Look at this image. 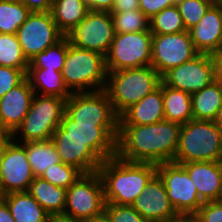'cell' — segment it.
I'll return each mask as SVG.
<instances>
[{
  "label": "cell",
  "mask_w": 222,
  "mask_h": 222,
  "mask_svg": "<svg viewBox=\"0 0 222 222\" xmlns=\"http://www.w3.org/2000/svg\"><path fill=\"white\" fill-rule=\"evenodd\" d=\"M106 203L132 205L149 180L157 173V165L130 162L113 156L98 168Z\"/></svg>",
  "instance_id": "2"
},
{
  "label": "cell",
  "mask_w": 222,
  "mask_h": 222,
  "mask_svg": "<svg viewBox=\"0 0 222 222\" xmlns=\"http://www.w3.org/2000/svg\"><path fill=\"white\" fill-rule=\"evenodd\" d=\"M214 122L222 129V105L218 110V114L214 120Z\"/></svg>",
  "instance_id": "50"
},
{
  "label": "cell",
  "mask_w": 222,
  "mask_h": 222,
  "mask_svg": "<svg viewBox=\"0 0 222 222\" xmlns=\"http://www.w3.org/2000/svg\"><path fill=\"white\" fill-rule=\"evenodd\" d=\"M28 78L34 94L42 96H57L68 99L71 92L65 86L62 73L46 68H28Z\"/></svg>",
  "instance_id": "25"
},
{
  "label": "cell",
  "mask_w": 222,
  "mask_h": 222,
  "mask_svg": "<svg viewBox=\"0 0 222 222\" xmlns=\"http://www.w3.org/2000/svg\"><path fill=\"white\" fill-rule=\"evenodd\" d=\"M5 146H6V143H0V173H1V163L3 159L4 151H5Z\"/></svg>",
  "instance_id": "51"
},
{
  "label": "cell",
  "mask_w": 222,
  "mask_h": 222,
  "mask_svg": "<svg viewBox=\"0 0 222 222\" xmlns=\"http://www.w3.org/2000/svg\"><path fill=\"white\" fill-rule=\"evenodd\" d=\"M28 192L51 217L63 215L67 189L55 186L41 177H35Z\"/></svg>",
  "instance_id": "24"
},
{
  "label": "cell",
  "mask_w": 222,
  "mask_h": 222,
  "mask_svg": "<svg viewBox=\"0 0 222 222\" xmlns=\"http://www.w3.org/2000/svg\"><path fill=\"white\" fill-rule=\"evenodd\" d=\"M34 96L28 78L0 98V119L13 135L22 124Z\"/></svg>",
  "instance_id": "20"
},
{
  "label": "cell",
  "mask_w": 222,
  "mask_h": 222,
  "mask_svg": "<svg viewBox=\"0 0 222 222\" xmlns=\"http://www.w3.org/2000/svg\"><path fill=\"white\" fill-rule=\"evenodd\" d=\"M85 0H53L50 13L59 31L66 36L87 15Z\"/></svg>",
  "instance_id": "26"
},
{
  "label": "cell",
  "mask_w": 222,
  "mask_h": 222,
  "mask_svg": "<svg viewBox=\"0 0 222 222\" xmlns=\"http://www.w3.org/2000/svg\"><path fill=\"white\" fill-rule=\"evenodd\" d=\"M0 66L22 69L27 74L29 61L16 34H0Z\"/></svg>",
  "instance_id": "31"
},
{
  "label": "cell",
  "mask_w": 222,
  "mask_h": 222,
  "mask_svg": "<svg viewBox=\"0 0 222 222\" xmlns=\"http://www.w3.org/2000/svg\"><path fill=\"white\" fill-rule=\"evenodd\" d=\"M65 86L71 93L104 90L107 81L105 57L76 47L67 38V54L62 69Z\"/></svg>",
  "instance_id": "5"
},
{
  "label": "cell",
  "mask_w": 222,
  "mask_h": 222,
  "mask_svg": "<svg viewBox=\"0 0 222 222\" xmlns=\"http://www.w3.org/2000/svg\"><path fill=\"white\" fill-rule=\"evenodd\" d=\"M157 174L176 212L194 215L204 202L184 167L174 162L162 163L157 165Z\"/></svg>",
  "instance_id": "11"
},
{
  "label": "cell",
  "mask_w": 222,
  "mask_h": 222,
  "mask_svg": "<svg viewBox=\"0 0 222 222\" xmlns=\"http://www.w3.org/2000/svg\"><path fill=\"white\" fill-rule=\"evenodd\" d=\"M222 105V83L215 80L191 95L193 119L214 121Z\"/></svg>",
  "instance_id": "27"
},
{
  "label": "cell",
  "mask_w": 222,
  "mask_h": 222,
  "mask_svg": "<svg viewBox=\"0 0 222 222\" xmlns=\"http://www.w3.org/2000/svg\"><path fill=\"white\" fill-rule=\"evenodd\" d=\"M105 211L111 222H149L131 205L105 204Z\"/></svg>",
  "instance_id": "37"
},
{
  "label": "cell",
  "mask_w": 222,
  "mask_h": 222,
  "mask_svg": "<svg viewBox=\"0 0 222 222\" xmlns=\"http://www.w3.org/2000/svg\"><path fill=\"white\" fill-rule=\"evenodd\" d=\"M66 102L67 99L57 96L34 94L30 109L13 139L19 143L51 140L66 113Z\"/></svg>",
  "instance_id": "6"
},
{
  "label": "cell",
  "mask_w": 222,
  "mask_h": 222,
  "mask_svg": "<svg viewBox=\"0 0 222 222\" xmlns=\"http://www.w3.org/2000/svg\"><path fill=\"white\" fill-rule=\"evenodd\" d=\"M152 34H173L185 31V26L177 5L161 10L149 19Z\"/></svg>",
  "instance_id": "32"
},
{
  "label": "cell",
  "mask_w": 222,
  "mask_h": 222,
  "mask_svg": "<svg viewBox=\"0 0 222 222\" xmlns=\"http://www.w3.org/2000/svg\"><path fill=\"white\" fill-rule=\"evenodd\" d=\"M52 137L81 139L103 161L116 155L117 137L104 124L77 123L66 113Z\"/></svg>",
  "instance_id": "16"
},
{
  "label": "cell",
  "mask_w": 222,
  "mask_h": 222,
  "mask_svg": "<svg viewBox=\"0 0 222 222\" xmlns=\"http://www.w3.org/2000/svg\"><path fill=\"white\" fill-rule=\"evenodd\" d=\"M82 222H111L110 217L104 210L101 214L95 215L93 217L85 218L81 220Z\"/></svg>",
  "instance_id": "47"
},
{
  "label": "cell",
  "mask_w": 222,
  "mask_h": 222,
  "mask_svg": "<svg viewBox=\"0 0 222 222\" xmlns=\"http://www.w3.org/2000/svg\"><path fill=\"white\" fill-rule=\"evenodd\" d=\"M31 12H48L51 9L53 0H19Z\"/></svg>",
  "instance_id": "41"
},
{
  "label": "cell",
  "mask_w": 222,
  "mask_h": 222,
  "mask_svg": "<svg viewBox=\"0 0 222 222\" xmlns=\"http://www.w3.org/2000/svg\"><path fill=\"white\" fill-rule=\"evenodd\" d=\"M1 197L6 201L15 222H50L51 216L28 191Z\"/></svg>",
  "instance_id": "23"
},
{
  "label": "cell",
  "mask_w": 222,
  "mask_h": 222,
  "mask_svg": "<svg viewBox=\"0 0 222 222\" xmlns=\"http://www.w3.org/2000/svg\"><path fill=\"white\" fill-rule=\"evenodd\" d=\"M151 31L115 33L105 56L107 71L142 68L151 65Z\"/></svg>",
  "instance_id": "8"
},
{
  "label": "cell",
  "mask_w": 222,
  "mask_h": 222,
  "mask_svg": "<svg viewBox=\"0 0 222 222\" xmlns=\"http://www.w3.org/2000/svg\"><path fill=\"white\" fill-rule=\"evenodd\" d=\"M181 124L162 120L147 125H119L116 156L130 162H173Z\"/></svg>",
  "instance_id": "1"
},
{
  "label": "cell",
  "mask_w": 222,
  "mask_h": 222,
  "mask_svg": "<svg viewBox=\"0 0 222 222\" xmlns=\"http://www.w3.org/2000/svg\"><path fill=\"white\" fill-rule=\"evenodd\" d=\"M50 222H82V221L60 215V216H52L50 218Z\"/></svg>",
  "instance_id": "49"
},
{
  "label": "cell",
  "mask_w": 222,
  "mask_h": 222,
  "mask_svg": "<svg viewBox=\"0 0 222 222\" xmlns=\"http://www.w3.org/2000/svg\"><path fill=\"white\" fill-rule=\"evenodd\" d=\"M164 119L163 82L161 81L157 89L132 105L119 117V125H147Z\"/></svg>",
  "instance_id": "22"
},
{
  "label": "cell",
  "mask_w": 222,
  "mask_h": 222,
  "mask_svg": "<svg viewBox=\"0 0 222 222\" xmlns=\"http://www.w3.org/2000/svg\"><path fill=\"white\" fill-rule=\"evenodd\" d=\"M215 63V80L222 83V49L212 54Z\"/></svg>",
  "instance_id": "44"
},
{
  "label": "cell",
  "mask_w": 222,
  "mask_h": 222,
  "mask_svg": "<svg viewBox=\"0 0 222 222\" xmlns=\"http://www.w3.org/2000/svg\"><path fill=\"white\" fill-rule=\"evenodd\" d=\"M107 72L104 90L119 117L161 83V75L151 65Z\"/></svg>",
  "instance_id": "3"
},
{
  "label": "cell",
  "mask_w": 222,
  "mask_h": 222,
  "mask_svg": "<svg viewBox=\"0 0 222 222\" xmlns=\"http://www.w3.org/2000/svg\"><path fill=\"white\" fill-rule=\"evenodd\" d=\"M181 165L203 202L222 200V161H197Z\"/></svg>",
  "instance_id": "19"
},
{
  "label": "cell",
  "mask_w": 222,
  "mask_h": 222,
  "mask_svg": "<svg viewBox=\"0 0 222 222\" xmlns=\"http://www.w3.org/2000/svg\"><path fill=\"white\" fill-rule=\"evenodd\" d=\"M26 78L22 69L0 66V98Z\"/></svg>",
  "instance_id": "38"
},
{
  "label": "cell",
  "mask_w": 222,
  "mask_h": 222,
  "mask_svg": "<svg viewBox=\"0 0 222 222\" xmlns=\"http://www.w3.org/2000/svg\"><path fill=\"white\" fill-rule=\"evenodd\" d=\"M188 30L173 34H153L151 66L162 76L169 69L197 56Z\"/></svg>",
  "instance_id": "12"
},
{
  "label": "cell",
  "mask_w": 222,
  "mask_h": 222,
  "mask_svg": "<svg viewBox=\"0 0 222 222\" xmlns=\"http://www.w3.org/2000/svg\"><path fill=\"white\" fill-rule=\"evenodd\" d=\"M156 222H195V217L194 215L178 214L176 217L163 219Z\"/></svg>",
  "instance_id": "46"
},
{
  "label": "cell",
  "mask_w": 222,
  "mask_h": 222,
  "mask_svg": "<svg viewBox=\"0 0 222 222\" xmlns=\"http://www.w3.org/2000/svg\"><path fill=\"white\" fill-rule=\"evenodd\" d=\"M66 37L70 44L105 57L115 37L110 12L89 10L86 17Z\"/></svg>",
  "instance_id": "10"
},
{
  "label": "cell",
  "mask_w": 222,
  "mask_h": 222,
  "mask_svg": "<svg viewBox=\"0 0 222 222\" xmlns=\"http://www.w3.org/2000/svg\"><path fill=\"white\" fill-rule=\"evenodd\" d=\"M67 54V37L37 54L29 61L28 68H46L62 72Z\"/></svg>",
  "instance_id": "33"
},
{
  "label": "cell",
  "mask_w": 222,
  "mask_h": 222,
  "mask_svg": "<svg viewBox=\"0 0 222 222\" xmlns=\"http://www.w3.org/2000/svg\"><path fill=\"white\" fill-rule=\"evenodd\" d=\"M163 106L165 120L186 124L193 120L191 94L174 89L163 83Z\"/></svg>",
  "instance_id": "28"
},
{
  "label": "cell",
  "mask_w": 222,
  "mask_h": 222,
  "mask_svg": "<svg viewBox=\"0 0 222 222\" xmlns=\"http://www.w3.org/2000/svg\"><path fill=\"white\" fill-rule=\"evenodd\" d=\"M131 206L149 222L170 219L178 215L157 173L149 180Z\"/></svg>",
  "instance_id": "17"
},
{
  "label": "cell",
  "mask_w": 222,
  "mask_h": 222,
  "mask_svg": "<svg viewBox=\"0 0 222 222\" xmlns=\"http://www.w3.org/2000/svg\"><path fill=\"white\" fill-rule=\"evenodd\" d=\"M35 176L25 147L13 138L6 143L0 173V196L27 192Z\"/></svg>",
  "instance_id": "15"
},
{
  "label": "cell",
  "mask_w": 222,
  "mask_h": 222,
  "mask_svg": "<svg viewBox=\"0 0 222 222\" xmlns=\"http://www.w3.org/2000/svg\"><path fill=\"white\" fill-rule=\"evenodd\" d=\"M82 174L76 167L59 162L48 167L40 177L55 186L68 189Z\"/></svg>",
  "instance_id": "35"
},
{
  "label": "cell",
  "mask_w": 222,
  "mask_h": 222,
  "mask_svg": "<svg viewBox=\"0 0 222 222\" xmlns=\"http://www.w3.org/2000/svg\"><path fill=\"white\" fill-rule=\"evenodd\" d=\"M199 53L214 54L222 49V1H216L189 30Z\"/></svg>",
  "instance_id": "18"
},
{
  "label": "cell",
  "mask_w": 222,
  "mask_h": 222,
  "mask_svg": "<svg viewBox=\"0 0 222 222\" xmlns=\"http://www.w3.org/2000/svg\"><path fill=\"white\" fill-rule=\"evenodd\" d=\"M104 189L98 172L82 174L67 189L63 216L83 220L105 210Z\"/></svg>",
  "instance_id": "9"
},
{
  "label": "cell",
  "mask_w": 222,
  "mask_h": 222,
  "mask_svg": "<svg viewBox=\"0 0 222 222\" xmlns=\"http://www.w3.org/2000/svg\"><path fill=\"white\" fill-rule=\"evenodd\" d=\"M89 10L110 12L114 0H85Z\"/></svg>",
  "instance_id": "43"
},
{
  "label": "cell",
  "mask_w": 222,
  "mask_h": 222,
  "mask_svg": "<svg viewBox=\"0 0 222 222\" xmlns=\"http://www.w3.org/2000/svg\"><path fill=\"white\" fill-rule=\"evenodd\" d=\"M66 114L77 123L104 124L118 138L119 116L105 90L72 93Z\"/></svg>",
  "instance_id": "7"
},
{
  "label": "cell",
  "mask_w": 222,
  "mask_h": 222,
  "mask_svg": "<svg viewBox=\"0 0 222 222\" xmlns=\"http://www.w3.org/2000/svg\"><path fill=\"white\" fill-rule=\"evenodd\" d=\"M21 144L25 147L27 159L35 177H40L48 167L51 168L52 165L61 162L52 140Z\"/></svg>",
  "instance_id": "29"
},
{
  "label": "cell",
  "mask_w": 222,
  "mask_h": 222,
  "mask_svg": "<svg viewBox=\"0 0 222 222\" xmlns=\"http://www.w3.org/2000/svg\"><path fill=\"white\" fill-rule=\"evenodd\" d=\"M16 35L28 61L64 37L50 11L31 12L27 20L18 28Z\"/></svg>",
  "instance_id": "14"
},
{
  "label": "cell",
  "mask_w": 222,
  "mask_h": 222,
  "mask_svg": "<svg viewBox=\"0 0 222 222\" xmlns=\"http://www.w3.org/2000/svg\"><path fill=\"white\" fill-rule=\"evenodd\" d=\"M217 0H178L176 5L186 30L196 25Z\"/></svg>",
  "instance_id": "36"
},
{
  "label": "cell",
  "mask_w": 222,
  "mask_h": 222,
  "mask_svg": "<svg viewBox=\"0 0 222 222\" xmlns=\"http://www.w3.org/2000/svg\"><path fill=\"white\" fill-rule=\"evenodd\" d=\"M222 161V129L210 120H190L181 125L174 163Z\"/></svg>",
  "instance_id": "4"
},
{
  "label": "cell",
  "mask_w": 222,
  "mask_h": 222,
  "mask_svg": "<svg viewBox=\"0 0 222 222\" xmlns=\"http://www.w3.org/2000/svg\"><path fill=\"white\" fill-rule=\"evenodd\" d=\"M176 3V0H139V9L150 19L161 10Z\"/></svg>",
  "instance_id": "40"
},
{
  "label": "cell",
  "mask_w": 222,
  "mask_h": 222,
  "mask_svg": "<svg viewBox=\"0 0 222 222\" xmlns=\"http://www.w3.org/2000/svg\"><path fill=\"white\" fill-rule=\"evenodd\" d=\"M139 9V0H114L110 13Z\"/></svg>",
  "instance_id": "42"
},
{
  "label": "cell",
  "mask_w": 222,
  "mask_h": 222,
  "mask_svg": "<svg viewBox=\"0 0 222 222\" xmlns=\"http://www.w3.org/2000/svg\"><path fill=\"white\" fill-rule=\"evenodd\" d=\"M13 138L11 132L5 127L0 119V143H7Z\"/></svg>",
  "instance_id": "48"
},
{
  "label": "cell",
  "mask_w": 222,
  "mask_h": 222,
  "mask_svg": "<svg viewBox=\"0 0 222 222\" xmlns=\"http://www.w3.org/2000/svg\"><path fill=\"white\" fill-rule=\"evenodd\" d=\"M194 217L196 222H222V200L204 202Z\"/></svg>",
  "instance_id": "39"
},
{
  "label": "cell",
  "mask_w": 222,
  "mask_h": 222,
  "mask_svg": "<svg viewBox=\"0 0 222 222\" xmlns=\"http://www.w3.org/2000/svg\"><path fill=\"white\" fill-rule=\"evenodd\" d=\"M30 14L19 0H0V34H17Z\"/></svg>",
  "instance_id": "30"
},
{
  "label": "cell",
  "mask_w": 222,
  "mask_h": 222,
  "mask_svg": "<svg viewBox=\"0 0 222 222\" xmlns=\"http://www.w3.org/2000/svg\"><path fill=\"white\" fill-rule=\"evenodd\" d=\"M110 14L113 20L114 31L117 34L150 30L149 18L140 9Z\"/></svg>",
  "instance_id": "34"
},
{
  "label": "cell",
  "mask_w": 222,
  "mask_h": 222,
  "mask_svg": "<svg viewBox=\"0 0 222 222\" xmlns=\"http://www.w3.org/2000/svg\"><path fill=\"white\" fill-rule=\"evenodd\" d=\"M168 87L193 94L215 81V63L211 54L199 53L161 76Z\"/></svg>",
  "instance_id": "13"
},
{
  "label": "cell",
  "mask_w": 222,
  "mask_h": 222,
  "mask_svg": "<svg viewBox=\"0 0 222 222\" xmlns=\"http://www.w3.org/2000/svg\"><path fill=\"white\" fill-rule=\"evenodd\" d=\"M0 222H15L6 201L0 196Z\"/></svg>",
  "instance_id": "45"
},
{
  "label": "cell",
  "mask_w": 222,
  "mask_h": 222,
  "mask_svg": "<svg viewBox=\"0 0 222 222\" xmlns=\"http://www.w3.org/2000/svg\"><path fill=\"white\" fill-rule=\"evenodd\" d=\"M60 161L76 167L83 174L98 171L103 160L81 139L52 137Z\"/></svg>",
  "instance_id": "21"
}]
</instances>
